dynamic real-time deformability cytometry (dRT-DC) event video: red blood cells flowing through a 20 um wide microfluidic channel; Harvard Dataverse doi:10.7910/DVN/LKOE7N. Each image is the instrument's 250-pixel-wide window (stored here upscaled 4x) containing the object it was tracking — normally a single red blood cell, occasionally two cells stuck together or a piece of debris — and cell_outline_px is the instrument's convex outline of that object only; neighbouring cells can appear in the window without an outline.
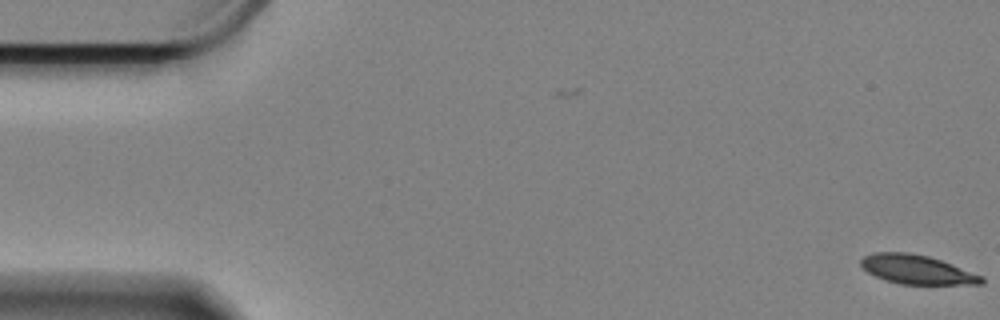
{"species": "Egyptian fruit bat (a non-hibernating species)", "species_latin": "Rousettus aegyptiacus", "temperature_condition": "cold", "stored_images_in_passage": 3, "camera_frame_rate_fps": 3000, "um_per_image_px": 0.085, "animal": {"sex": "female"}, "frame": {"image": 1, "passage_image": 3, "time_ms": 0.667, "image_size_px": [1000, 320], "cell_outline_px": [[984, 284], [900, 284], [884, 280], [868, 272], [860, 264], [860, 260], [864, 256], [876, 252], [908, 252], [928, 256], [952, 264], [984, 276]], "centroid_in_image_um": [77.95, 22.91], "position_along_channel_um": 7.1, "area_um2": 20.4}}